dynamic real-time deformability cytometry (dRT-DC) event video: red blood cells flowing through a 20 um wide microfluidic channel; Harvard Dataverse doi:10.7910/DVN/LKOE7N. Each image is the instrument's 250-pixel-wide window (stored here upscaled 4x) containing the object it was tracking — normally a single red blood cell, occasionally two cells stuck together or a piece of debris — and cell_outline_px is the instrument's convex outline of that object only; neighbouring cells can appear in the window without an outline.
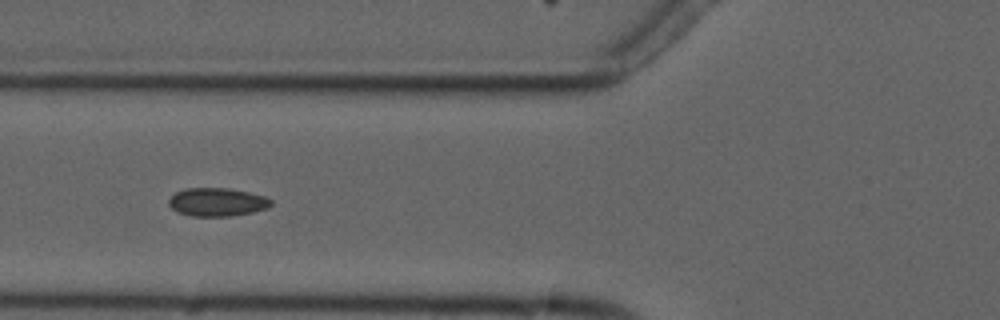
{"species": "common noctule bat (a hibernating species)", "species_latin": "Nyctalus noctula", "temperature_condition": "cold", "stored_images_in_passage": 8, "camera_frame_rate_fps": 3000, "um_per_image_px": 0.085, "animal": {"sex": "male", "forearm_length_mm": 52.5}, "frame": {"image": 1, "passage_image": 6, "time_ms": 6.667, "image_size_px": [1000, 320], "cell_outline_px": [[272, 204], [268, 208], [252, 212], [232, 216], [192, 216], [176, 212], [168, 204], [168, 200], [176, 192], [184, 188], [228, 188], [248, 192], [264, 196], [272, 200]], "centroid_in_image_um": [18.44, 17.18], "position_along_channel_um": 107.4, "area_um2": 16.94}}
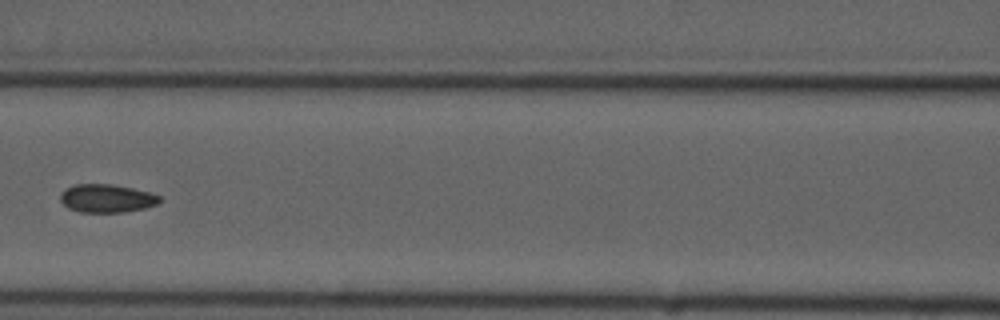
{"frame": {"image": 2, "passage_image": 7, "time_ms": 8.0, "image_size_px": [1000, 320], "cell_outline_px": [[160, 200], [156, 204], [144, 208], [124, 212], [80, 212], [68, 208], [60, 200], [60, 196], [64, 188], [76, 184], [112, 184], [132, 188], [148, 192], [160, 196]], "centroid_in_image_um": [9.03, 16.86], "position_along_channel_um": 157.6, "area_um2": 16.24}}
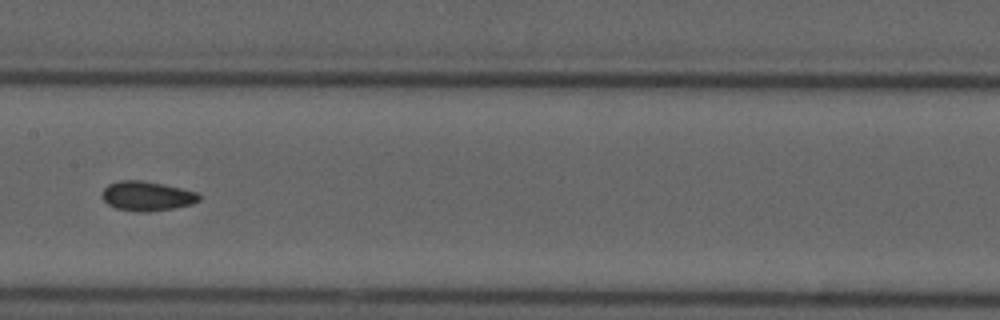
{"frame": {"image": 3, "passage_image": 8, "time_ms": 9.0, "image_size_px": [1000, 320], "cell_outline_px": [[200, 200], [192, 204], [172, 208], [148, 212], [136, 212], [116, 208], [108, 204], [100, 196], [104, 188], [108, 184], [120, 180], [140, 180], [164, 184], [196, 192], [200, 196]], "centroid_in_image_um": [12.46, 16.66], "position_along_channel_um": 194.9, "area_um2": 16.7}}